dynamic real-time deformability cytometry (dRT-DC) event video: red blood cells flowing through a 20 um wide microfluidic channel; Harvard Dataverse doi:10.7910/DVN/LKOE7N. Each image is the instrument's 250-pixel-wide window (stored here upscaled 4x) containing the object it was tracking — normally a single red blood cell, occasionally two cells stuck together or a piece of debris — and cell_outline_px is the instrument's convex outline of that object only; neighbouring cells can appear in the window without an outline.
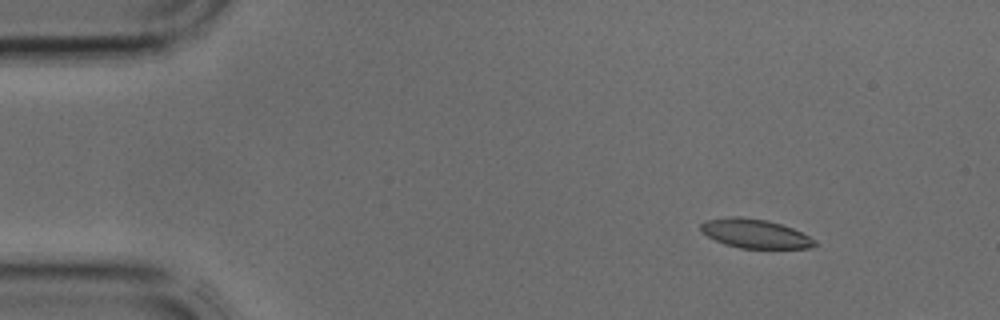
{"species": "common noctule bat (a hibernating species)", "species_latin": "Nyctalus noctula", "temperature_condition": "cold", "stored_images_in_passage": 4, "camera_frame_rate_fps": 3000, "um_per_image_px": 0.085, "animal": {"sex": "male", "body_mass_g": 17.9, "forearm_length_mm": 54.2}, "frame": {"image": 1, "passage_image": 2, "time_ms": 0.333, "image_size_px": [1000, 320], "cell_outline_px": [[816, 244], [812, 248], [740, 248], [724, 244], [708, 236], [700, 228], [700, 224], [704, 220], [732, 216], [736, 216], [768, 220], [792, 228], [816, 240]], "centroid_in_image_um": [64.17, 19.85], "position_along_channel_um": 20.8, "area_um2": 19.13}}